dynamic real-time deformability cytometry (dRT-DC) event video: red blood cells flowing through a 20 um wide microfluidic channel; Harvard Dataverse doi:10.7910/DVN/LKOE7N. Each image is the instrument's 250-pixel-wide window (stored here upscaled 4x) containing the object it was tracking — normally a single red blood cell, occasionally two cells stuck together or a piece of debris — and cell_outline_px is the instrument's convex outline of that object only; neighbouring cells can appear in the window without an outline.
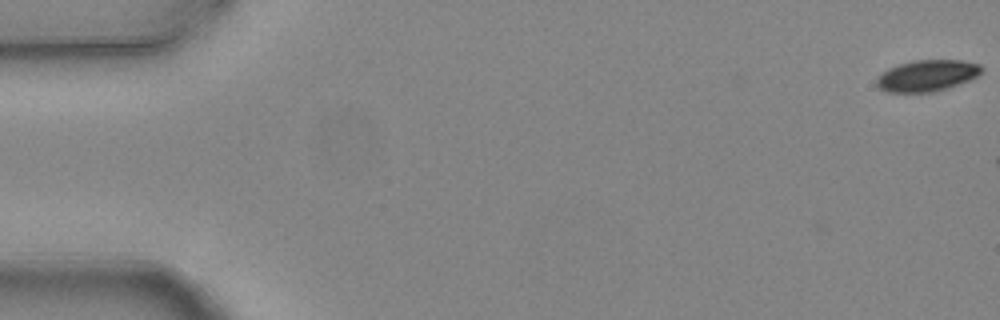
{"species": "common noctule bat (a hibernating species)", "species_latin": "Nyctalus noctula", "temperature_condition": "warm", "stored_images_in_passage": 5, "camera_frame_rate_fps": 3000, "um_per_image_px": 0.085, "animal": {"sex": "female", "body_mass_g": 24.6, "forearm_length_mm": 56.2}, "frame": {"image": 1, "passage_image": 1, "time_ms": 0.0, "image_size_px": [1000, 320], "cell_outline_px": [[984, 68], [972, 80], [948, 88], [932, 92], [888, 92], [880, 88], [876, 84], [876, 80], [888, 68], [900, 64], [916, 60], [964, 60], [980, 64]], "centroid_in_image_um": [78.85, 6.43], "position_along_channel_um": 6.1, "area_um2": 19.13}}